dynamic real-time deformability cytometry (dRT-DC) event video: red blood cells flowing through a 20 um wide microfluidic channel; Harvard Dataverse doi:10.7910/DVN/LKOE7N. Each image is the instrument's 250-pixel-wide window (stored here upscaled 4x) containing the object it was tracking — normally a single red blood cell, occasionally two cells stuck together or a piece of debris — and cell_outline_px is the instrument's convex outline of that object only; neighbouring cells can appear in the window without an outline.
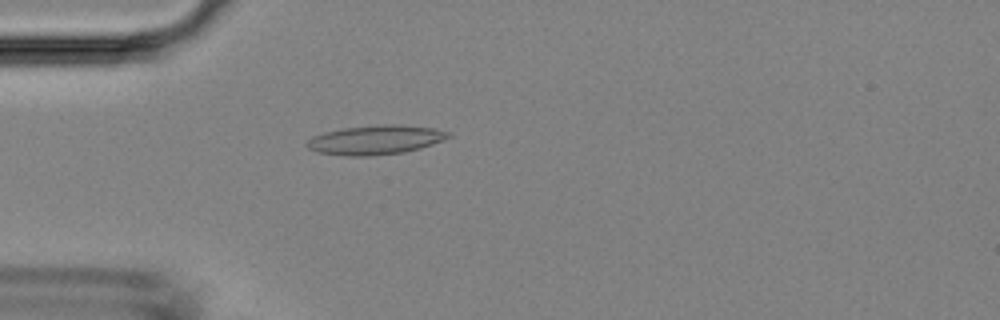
{"species": "Egyptian fruit bat (a non-hibernating species)", "species_latin": "Rousettus aegyptiacus", "temperature_condition": "room temperature", "stored_images_in_passage": 3, "camera_frame_rate_fps": 3000, "um_per_image_px": 0.085, "animal": {"sex": "female"}, "frame": {"image": 1, "passage_image": 3, "time_ms": 0.667, "image_size_px": [1000, 320], "cell_outline_px": [[452, 136], [444, 140], [420, 148], [404, 152], [368, 156], [344, 156], [316, 152], [308, 148], [304, 144], [312, 136], [324, 132], [340, 128], [384, 124], [400, 124], [432, 128], [452, 132]], "centroid_in_image_um": [31.9, 11.88], "position_along_channel_um": 53.1, "area_um2": 24.39}}